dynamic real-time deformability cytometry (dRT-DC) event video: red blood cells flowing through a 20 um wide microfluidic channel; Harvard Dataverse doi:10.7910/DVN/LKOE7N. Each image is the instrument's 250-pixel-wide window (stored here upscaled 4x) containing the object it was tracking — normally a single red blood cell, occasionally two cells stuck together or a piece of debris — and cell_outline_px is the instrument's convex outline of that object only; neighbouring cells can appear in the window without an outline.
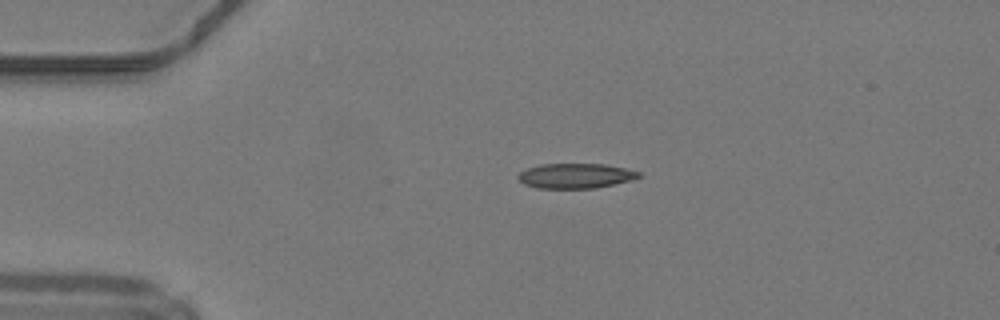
{"species": "common noctule bat (a hibernating species)", "species_latin": "Nyctalus noctula", "temperature_condition": "warm", "stored_images_in_passage": 39, "camera_frame_rate_fps": 3000, "um_per_image_px": 0.085, "animal": {"sex": "male", "body_mass_g": 19.2, "forearm_length_mm": 51.8}, "frame": {"image": 1, "passage_image": 1, "time_ms": 0.0, "image_size_px": [1000, 320], "cell_outline_px": [[640, 176], [632, 180], [596, 188], [536, 188], [524, 184], [516, 176], [520, 172], [528, 168], [540, 164], [604, 164], [624, 168], [640, 172]], "centroid_in_image_um": [48.9, 14.95], "position_along_channel_um": 36.1, "area_um2": 17.46}}
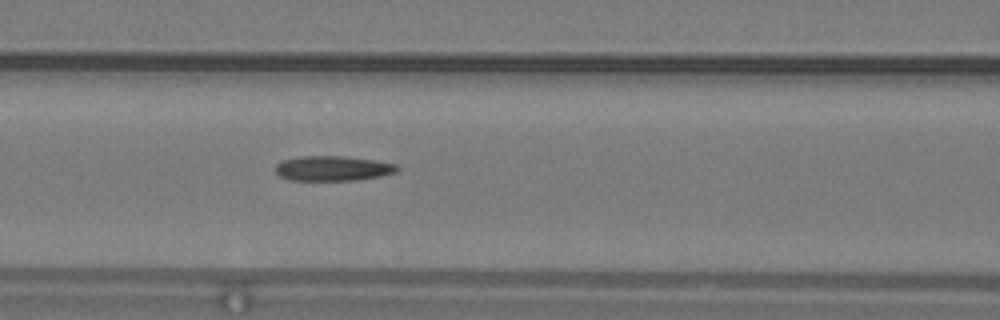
{"frame": {"image": 2, "passage_image": 11, "time_ms": 3.333, "image_size_px": [1000, 320], "cell_outline_px": [[400, 168], [396, 172], [380, 176], [356, 180], [288, 180], [280, 176], [276, 172], [276, 164], [280, 160], [300, 156], [340, 156], [376, 160], [396, 164]], "centroid_in_image_um": [28.27, 14.31], "position_along_channel_um": 138.3, "area_um2": 17.74}}
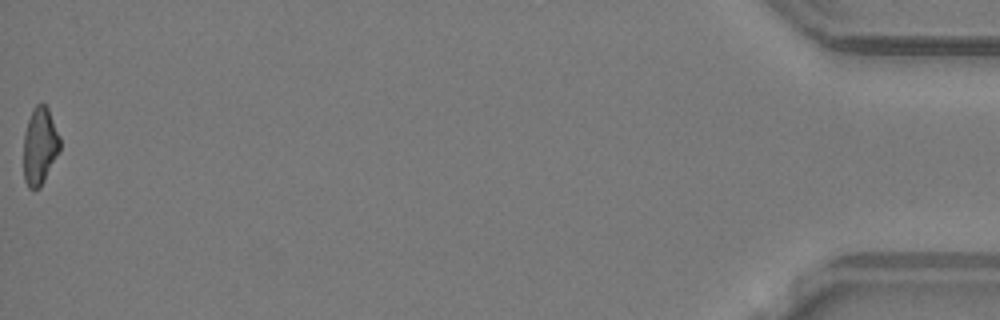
{"frame": {"image": 3, "passage_image": 39, "time_ms": 12.667, "image_size_px": [1000, 320], "cell_outline_px": [[60, 152], [40, 188], [28, 188], [24, 180], [24, 132], [32, 108], [36, 104], [44, 104], [48, 108], [60, 136]], "centroid_in_image_um": [3.39, 12.41], "position_along_channel_um": 431.8, "area_um2": 16.53}}